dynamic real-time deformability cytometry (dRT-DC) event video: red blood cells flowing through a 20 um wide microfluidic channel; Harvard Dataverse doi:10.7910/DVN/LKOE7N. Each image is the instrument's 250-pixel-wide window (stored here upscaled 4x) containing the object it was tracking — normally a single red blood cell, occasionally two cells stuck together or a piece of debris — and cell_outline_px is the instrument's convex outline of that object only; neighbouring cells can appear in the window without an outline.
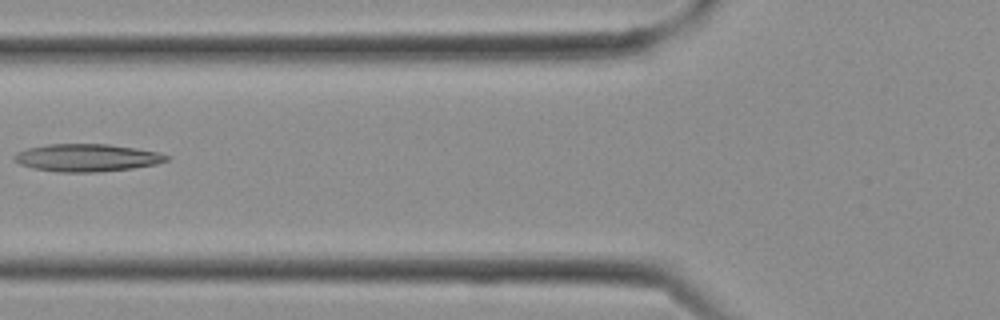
{"species": "Egyptian fruit bat (a non-hibernating species)", "species_latin": "Rousettus aegyptiacus", "temperature_condition": "cold", "stored_images_in_passage": 10, "camera_frame_rate_fps": 3000, "um_per_image_px": 0.085, "frame": {"image": 1, "passage_image": 4, "time_ms": 1.0, "image_size_px": [1000, 320], "cell_outline_px": [[172, 156], [168, 160], [156, 164], [132, 168], [100, 172], [60, 172], [32, 168], [20, 164], [12, 160], [12, 156], [16, 152], [28, 148], [48, 144], [108, 144], [136, 148], [160, 152]], "centroid_in_image_um": [7.39, 13.4], "position_along_channel_um": 118.4, "area_um2": 24.68}}
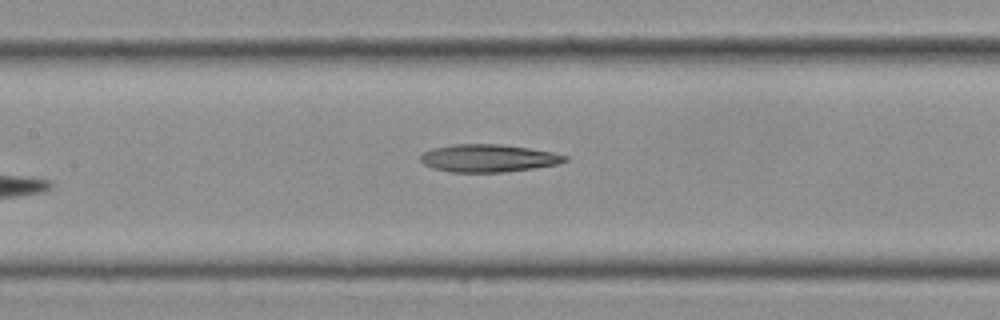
{"frame": {"image": 2, "passage_image": 6, "time_ms": 1.667, "image_size_px": [1000, 320], "cell_outline_px": [[568, 160], [556, 164], [532, 168], [504, 172], [448, 172], [432, 168], [424, 164], [420, 160], [420, 156], [424, 152], [432, 148], [452, 144], [500, 144], [528, 148], [552, 152], [568, 156]], "centroid_in_image_um": [41.46, 13.44], "position_along_channel_um": 165.9, "area_um2": 23.24}}
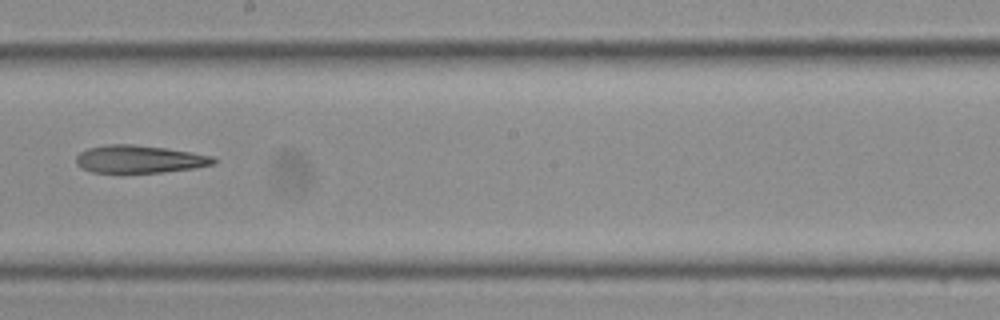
{"frame": {"image": 3, "passage_image": 9, "time_ms": 2.667, "image_size_px": [1000, 320], "cell_outline_px": [[216, 164], [192, 168], [160, 172], [92, 172], [76, 164], [76, 156], [80, 152], [88, 148], [104, 144], [132, 144], [164, 148], [192, 152], [212, 156], [216, 160]], "centroid_in_image_um": [11.84, 13.51], "position_along_channel_um": 236.4, "area_um2": 21.96}}